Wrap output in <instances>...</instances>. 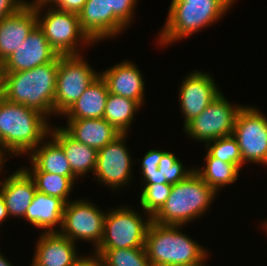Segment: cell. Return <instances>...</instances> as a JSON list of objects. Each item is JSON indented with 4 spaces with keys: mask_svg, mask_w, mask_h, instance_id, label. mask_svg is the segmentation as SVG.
<instances>
[{
    "mask_svg": "<svg viewBox=\"0 0 267 266\" xmlns=\"http://www.w3.org/2000/svg\"><path fill=\"white\" fill-rule=\"evenodd\" d=\"M58 66L59 56L27 71L4 73V98L35 109L47 118L54 115Z\"/></svg>",
    "mask_w": 267,
    "mask_h": 266,
    "instance_id": "1",
    "label": "cell"
},
{
    "mask_svg": "<svg viewBox=\"0 0 267 266\" xmlns=\"http://www.w3.org/2000/svg\"><path fill=\"white\" fill-rule=\"evenodd\" d=\"M49 118L39 111L0 100V138L10 152L8 158L30 154L45 138L52 127Z\"/></svg>",
    "mask_w": 267,
    "mask_h": 266,
    "instance_id": "2",
    "label": "cell"
},
{
    "mask_svg": "<svg viewBox=\"0 0 267 266\" xmlns=\"http://www.w3.org/2000/svg\"><path fill=\"white\" fill-rule=\"evenodd\" d=\"M236 0H172L164 27L160 30V46H169L216 23Z\"/></svg>",
    "mask_w": 267,
    "mask_h": 266,
    "instance_id": "3",
    "label": "cell"
},
{
    "mask_svg": "<svg viewBox=\"0 0 267 266\" xmlns=\"http://www.w3.org/2000/svg\"><path fill=\"white\" fill-rule=\"evenodd\" d=\"M218 193L194 171L186 179L172 185L163 206L152 216L161 225L185 226L202 217Z\"/></svg>",
    "mask_w": 267,
    "mask_h": 266,
    "instance_id": "4",
    "label": "cell"
},
{
    "mask_svg": "<svg viewBox=\"0 0 267 266\" xmlns=\"http://www.w3.org/2000/svg\"><path fill=\"white\" fill-rule=\"evenodd\" d=\"M180 228L183 227L151 222L144 245L151 266L188 265L208 255L204 246L183 234Z\"/></svg>",
    "mask_w": 267,
    "mask_h": 266,
    "instance_id": "5",
    "label": "cell"
},
{
    "mask_svg": "<svg viewBox=\"0 0 267 266\" xmlns=\"http://www.w3.org/2000/svg\"><path fill=\"white\" fill-rule=\"evenodd\" d=\"M45 8L47 6L35 8L37 25L58 55H80L79 47L81 46L78 45L94 44L82 30L78 14L58 10L54 6H48L46 14L44 12L41 14Z\"/></svg>",
    "mask_w": 267,
    "mask_h": 266,
    "instance_id": "6",
    "label": "cell"
},
{
    "mask_svg": "<svg viewBox=\"0 0 267 266\" xmlns=\"http://www.w3.org/2000/svg\"><path fill=\"white\" fill-rule=\"evenodd\" d=\"M131 208L119 206L106 211L104 234L96 249L142 248L152 222V216L144 219L142 214Z\"/></svg>",
    "mask_w": 267,
    "mask_h": 266,
    "instance_id": "7",
    "label": "cell"
},
{
    "mask_svg": "<svg viewBox=\"0 0 267 266\" xmlns=\"http://www.w3.org/2000/svg\"><path fill=\"white\" fill-rule=\"evenodd\" d=\"M99 75L81 54L59 55L54 116H62Z\"/></svg>",
    "mask_w": 267,
    "mask_h": 266,
    "instance_id": "8",
    "label": "cell"
},
{
    "mask_svg": "<svg viewBox=\"0 0 267 266\" xmlns=\"http://www.w3.org/2000/svg\"><path fill=\"white\" fill-rule=\"evenodd\" d=\"M221 92L204 111L185 127L187 136L204 144L233 134L235 120L243 105H231Z\"/></svg>",
    "mask_w": 267,
    "mask_h": 266,
    "instance_id": "9",
    "label": "cell"
},
{
    "mask_svg": "<svg viewBox=\"0 0 267 266\" xmlns=\"http://www.w3.org/2000/svg\"><path fill=\"white\" fill-rule=\"evenodd\" d=\"M105 216L106 211L103 212L89 200H69L64 208L59 233L74 243L78 240L90 241L96 249L103 238Z\"/></svg>",
    "mask_w": 267,
    "mask_h": 266,
    "instance_id": "10",
    "label": "cell"
},
{
    "mask_svg": "<svg viewBox=\"0 0 267 266\" xmlns=\"http://www.w3.org/2000/svg\"><path fill=\"white\" fill-rule=\"evenodd\" d=\"M241 151L243 165H267V118L254 106H243L238 112L232 134Z\"/></svg>",
    "mask_w": 267,
    "mask_h": 266,
    "instance_id": "11",
    "label": "cell"
},
{
    "mask_svg": "<svg viewBox=\"0 0 267 266\" xmlns=\"http://www.w3.org/2000/svg\"><path fill=\"white\" fill-rule=\"evenodd\" d=\"M127 134H120L112 142L98 150L94 172L96 181L117 191L127 186L132 178V156L127 149Z\"/></svg>",
    "mask_w": 267,
    "mask_h": 266,
    "instance_id": "12",
    "label": "cell"
},
{
    "mask_svg": "<svg viewBox=\"0 0 267 266\" xmlns=\"http://www.w3.org/2000/svg\"><path fill=\"white\" fill-rule=\"evenodd\" d=\"M221 93L214 78L208 72L194 70L179 86V103L185 127L201 114Z\"/></svg>",
    "mask_w": 267,
    "mask_h": 266,
    "instance_id": "13",
    "label": "cell"
},
{
    "mask_svg": "<svg viewBox=\"0 0 267 266\" xmlns=\"http://www.w3.org/2000/svg\"><path fill=\"white\" fill-rule=\"evenodd\" d=\"M59 55L38 27L27 36L23 44L1 63L4 73L27 71L54 61Z\"/></svg>",
    "mask_w": 267,
    "mask_h": 266,
    "instance_id": "14",
    "label": "cell"
},
{
    "mask_svg": "<svg viewBox=\"0 0 267 266\" xmlns=\"http://www.w3.org/2000/svg\"><path fill=\"white\" fill-rule=\"evenodd\" d=\"M106 82L109 93L136 101L141 107L144 104L145 83L142 73L134 62L125 60L108 67L100 73Z\"/></svg>",
    "mask_w": 267,
    "mask_h": 266,
    "instance_id": "15",
    "label": "cell"
},
{
    "mask_svg": "<svg viewBox=\"0 0 267 266\" xmlns=\"http://www.w3.org/2000/svg\"><path fill=\"white\" fill-rule=\"evenodd\" d=\"M36 26V10L27 5L0 21V64L23 44Z\"/></svg>",
    "mask_w": 267,
    "mask_h": 266,
    "instance_id": "16",
    "label": "cell"
},
{
    "mask_svg": "<svg viewBox=\"0 0 267 266\" xmlns=\"http://www.w3.org/2000/svg\"><path fill=\"white\" fill-rule=\"evenodd\" d=\"M0 192L4 198L9 217L24 218L27 208L36 193L33 179L21 167L0 181Z\"/></svg>",
    "mask_w": 267,
    "mask_h": 266,
    "instance_id": "17",
    "label": "cell"
},
{
    "mask_svg": "<svg viewBox=\"0 0 267 266\" xmlns=\"http://www.w3.org/2000/svg\"><path fill=\"white\" fill-rule=\"evenodd\" d=\"M76 244L59 232H42L33 260L41 266H72L79 257Z\"/></svg>",
    "mask_w": 267,
    "mask_h": 266,
    "instance_id": "18",
    "label": "cell"
},
{
    "mask_svg": "<svg viewBox=\"0 0 267 266\" xmlns=\"http://www.w3.org/2000/svg\"><path fill=\"white\" fill-rule=\"evenodd\" d=\"M67 124L68 125L61 128L70 137L97 151L121 134L104 118L67 119Z\"/></svg>",
    "mask_w": 267,
    "mask_h": 266,
    "instance_id": "19",
    "label": "cell"
},
{
    "mask_svg": "<svg viewBox=\"0 0 267 266\" xmlns=\"http://www.w3.org/2000/svg\"><path fill=\"white\" fill-rule=\"evenodd\" d=\"M65 205L60 198L36 191L23 219L38 229H44V233L59 232Z\"/></svg>",
    "mask_w": 267,
    "mask_h": 266,
    "instance_id": "20",
    "label": "cell"
},
{
    "mask_svg": "<svg viewBox=\"0 0 267 266\" xmlns=\"http://www.w3.org/2000/svg\"><path fill=\"white\" fill-rule=\"evenodd\" d=\"M49 136L64 150L72 173L76 177H83L88 173L94 174L97 165L98 151L70 137L61 127H52Z\"/></svg>",
    "mask_w": 267,
    "mask_h": 266,
    "instance_id": "21",
    "label": "cell"
},
{
    "mask_svg": "<svg viewBox=\"0 0 267 266\" xmlns=\"http://www.w3.org/2000/svg\"><path fill=\"white\" fill-rule=\"evenodd\" d=\"M108 94L106 82L99 75L62 116L67 119L103 118Z\"/></svg>",
    "mask_w": 267,
    "mask_h": 266,
    "instance_id": "22",
    "label": "cell"
},
{
    "mask_svg": "<svg viewBox=\"0 0 267 266\" xmlns=\"http://www.w3.org/2000/svg\"><path fill=\"white\" fill-rule=\"evenodd\" d=\"M29 156L32 162L31 167L27 169L23 166L24 170H41L60 176L76 177L72 173L64 150L53 138L49 141L45 138L44 142L42 141L35 147Z\"/></svg>",
    "mask_w": 267,
    "mask_h": 266,
    "instance_id": "23",
    "label": "cell"
},
{
    "mask_svg": "<svg viewBox=\"0 0 267 266\" xmlns=\"http://www.w3.org/2000/svg\"><path fill=\"white\" fill-rule=\"evenodd\" d=\"M78 18L82 30L95 44L109 38L108 0H87Z\"/></svg>",
    "mask_w": 267,
    "mask_h": 266,
    "instance_id": "24",
    "label": "cell"
},
{
    "mask_svg": "<svg viewBox=\"0 0 267 266\" xmlns=\"http://www.w3.org/2000/svg\"><path fill=\"white\" fill-rule=\"evenodd\" d=\"M141 106L134 100L116 94H108L103 118L121 134H128Z\"/></svg>",
    "mask_w": 267,
    "mask_h": 266,
    "instance_id": "25",
    "label": "cell"
},
{
    "mask_svg": "<svg viewBox=\"0 0 267 266\" xmlns=\"http://www.w3.org/2000/svg\"><path fill=\"white\" fill-rule=\"evenodd\" d=\"M204 158L205 166L202 168L195 167V172L217 193L221 188L236 182L241 170L235 164L211 157L208 153Z\"/></svg>",
    "mask_w": 267,
    "mask_h": 266,
    "instance_id": "26",
    "label": "cell"
},
{
    "mask_svg": "<svg viewBox=\"0 0 267 266\" xmlns=\"http://www.w3.org/2000/svg\"><path fill=\"white\" fill-rule=\"evenodd\" d=\"M33 179L36 190L62 199L66 204L77 177H65L41 170H25Z\"/></svg>",
    "mask_w": 267,
    "mask_h": 266,
    "instance_id": "27",
    "label": "cell"
},
{
    "mask_svg": "<svg viewBox=\"0 0 267 266\" xmlns=\"http://www.w3.org/2000/svg\"><path fill=\"white\" fill-rule=\"evenodd\" d=\"M104 262V266H151L145 247L124 249H95Z\"/></svg>",
    "mask_w": 267,
    "mask_h": 266,
    "instance_id": "28",
    "label": "cell"
},
{
    "mask_svg": "<svg viewBox=\"0 0 267 266\" xmlns=\"http://www.w3.org/2000/svg\"><path fill=\"white\" fill-rule=\"evenodd\" d=\"M109 1V38H114L132 23L138 0Z\"/></svg>",
    "mask_w": 267,
    "mask_h": 266,
    "instance_id": "29",
    "label": "cell"
},
{
    "mask_svg": "<svg viewBox=\"0 0 267 266\" xmlns=\"http://www.w3.org/2000/svg\"><path fill=\"white\" fill-rule=\"evenodd\" d=\"M207 153L221 161L235 164L240 170L243 166L241 151L233 135L218 138L206 143Z\"/></svg>",
    "mask_w": 267,
    "mask_h": 266,
    "instance_id": "30",
    "label": "cell"
},
{
    "mask_svg": "<svg viewBox=\"0 0 267 266\" xmlns=\"http://www.w3.org/2000/svg\"><path fill=\"white\" fill-rule=\"evenodd\" d=\"M143 189L140 196V206L144 213L153 216L166 202L170 195L172 184H152L142 185Z\"/></svg>",
    "mask_w": 267,
    "mask_h": 266,
    "instance_id": "31",
    "label": "cell"
},
{
    "mask_svg": "<svg viewBox=\"0 0 267 266\" xmlns=\"http://www.w3.org/2000/svg\"><path fill=\"white\" fill-rule=\"evenodd\" d=\"M184 167L182 161L177 156L172 152L164 151L158 165V170L165 176L166 182L173 185L186 179L195 171L194 167L189 169Z\"/></svg>",
    "mask_w": 267,
    "mask_h": 266,
    "instance_id": "32",
    "label": "cell"
},
{
    "mask_svg": "<svg viewBox=\"0 0 267 266\" xmlns=\"http://www.w3.org/2000/svg\"><path fill=\"white\" fill-rule=\"evenodd\" d=\"M164 152L158 149H151L147 151L141 161V170L142 171H153L158 169V165L162 154Z\"/></svg>",
    "mask_w": 267,
    "mask_h": 266,
    "instance_id": "33",
    "label": "cell"
},
{
    "mask_svg": "<svg viewBox=\"0 0 267 266\" xmlns=\"http://www.w3.org/2000/svg\"><path fill=\"white\" fill-rule=\"evenodd\" d=\"M26 0H0V21L19 11Z\"/></svg>",
    "mask_w": 267,
    "mask_h": 266,
    "instance_id": "34",
    "label": "cell"
},
{
    "mask_svg": "<svg viewBox=\"0 0 267 266\" xmlns=\"http://www.w3.org/2000/svg\"><path fill=\"white\" fill-rule=\"evenodd\" d=\"M87 0H57L54 7L58 10L78 14Z\"/></svg>",
    "mask_w": 267,
    "mask_h": 266,
    "instance_id": "35",
    "label": "cell"
},
{
    "mask_svg": "<svg viewBox=\"0 0 267 266\" xmlns=\"http://www.w3.org/2000/svg\"><path fill=\"white\" fill-rule=\"evenodd\" d=\"M72 266H104L102 256L93 251V255L79 256Z\"/></svg>",
    "mask_w": 267,
    "mask_h": 266,
    "instance_id": "36",
    "label": "cell"
},
{
    "mask_svg": "<svg viewBox=\"0 0 267 266\" xmlns=\"http://www.w3.org/2000/svg\"><path fill=\"white\" fill-rule=\"evenodd\" d=\"M144 179L143 185L167 183L165 176L157 169L153 171H141Z\"/></svg>",
    "mask_w": 267,
    "mask_h": 266,
    "instance_id": "37",
    "label": "cell"
},
{
    "mask_svg": "<svg viewBox=\"0 0 267 266\" xmlns=\"http://www.w3.org/2000/svg\"><path fill=\"white\" fill-rule=\"evenodd\" d=\"M57 0H34V1H25V5L31 6L33 8H40L43 6H53Z\"/></svg>",
    "mask_w": 267,
    "mask_h": 266,
    "instance_id": "38",
    "label": "cell"
},
{
    "mask_svg": "<svg viewBox=\"0 0 267 266\" xmlns=\"http://www.w3.org/2000/svg\"><path fill=\"white\" fill-rule=\"evenodd\" d=\"M9 218V214L5 205L4 198L0 192V224L5 222V220Z\"/></svg>",
    "mask_w": 267,
    "mask_h": 266,
    "instance_id": "39",
    "label": "cell"
},
{
    "mask_svg": "<svg viewBox=\"0 0 267 266\" xmlns=\"http://www.w3.org/2000/svg\"><path fill=\"white\" fill-rule=\"evenodd\" d=\"M5 152L6 154L8 153L9 154V151L8 149L4 146V145H0V174H1V170L3 169V166L5 164V159H8V158H5Z\"/></svg>",
    "mask_w": 267,
    "mask_h": 266,
    "instance_id": "40",
    "label": "cell"
},
{
    "mask_svg": "<svg viewBox=\"0 0 267 266\" xmlns=\"http://www.w3.org/2000/svg\"><path fill=\"white\" fill-rule=\"evenodd\" d=\"M4 98V71L0 64V100Z\"/></svg>",
    "mask_w": 267,
    "mask_h": 266,
    "instance_id": "41",
    "label": "cell"
},
{
    "mask_svg": "<svg viewBox=\"0 0 267 266\" xmlns=\"http://www.w3.org/2000/svg\"><path fill=\"white\" fill-rule=\"evenodd\" d=\"M0 266H13V264L0 252Z\"/></svg>",
    "mask_w": 267,
    "mask_h": 266,
    "instance_id": "42",
    "label": "cell"
},
{
    "mask_svg": "<svg viewBox=\"0 0 267 266\" xmlns=\"http://www.w3.org/2000/svg\"><path fill=\"white\" fill-rule=\"evenodd\" d=\"M209 256L207 255L202 261H199V262H196V263H193V264H188V265H176V266H206L204 264V261H206V259L208 258Z\"/></svg>",
    "mask_w": 267,
    "mask_h": 266,
    "instance_id": "43",
    "label": "cell"
},
{
    "mask_svg": "<svg viewBox=\"0 0 267 266\" xmlns=\"http://www.w3.org/2000/svg\"><path fill=\"white\" fill-rule=\"evenodd\" d=\"M264 222H265V223H262V224H263V226H262V227H263V229H264V230H266V232H267V220H266V221H264Z\"/></svg>",
    "mask_w": 267,
    "mask_h": 266,
    "instance_id": "44",
    "label": "cell"
},
{
    "mask_svg": "<svg viewBox=\"0 0 267 266\" xmlns=\"http://www.w3.org/2000/svg\"><path fill=\"white\" fill-rule=\"evenodd\" d=\"M30 266H41V265L37 264L34 260H32V263Z\"/></svg>",
    "mask_w": 267,
    "mask_h": 266,
    "instance_id": "45",
    "label": "cell"
}]
</instances>
